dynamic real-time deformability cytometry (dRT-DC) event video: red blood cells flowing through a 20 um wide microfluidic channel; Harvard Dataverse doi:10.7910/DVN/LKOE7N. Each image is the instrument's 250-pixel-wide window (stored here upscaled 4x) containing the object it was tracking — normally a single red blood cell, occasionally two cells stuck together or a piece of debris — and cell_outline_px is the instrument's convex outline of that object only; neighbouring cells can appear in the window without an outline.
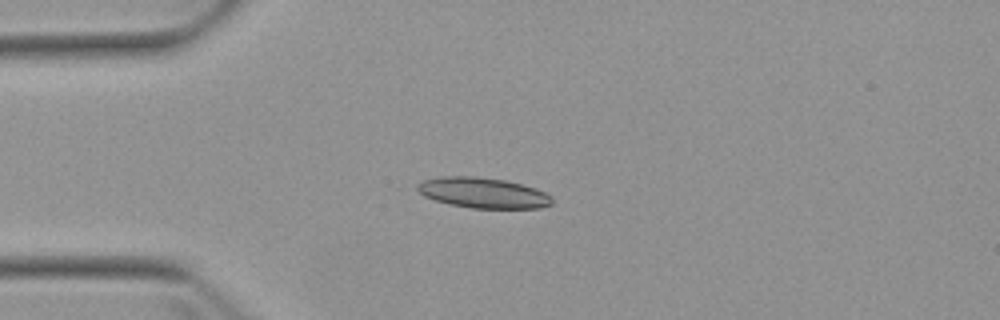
{"species": "Egyptian fruit bat (a non-hibernating species)", "species_latin": "Rousettus aegyptiacus", "temperature_condition": "warm", "stored_images_in_passage": 3, "camera_frame_rate_fps": 3000, "um_per_image_px": 0.085, "animal": {"sex": "female"}, "frame": {"image": 1, "passage_image": 1, "time_ms": 0.0, "image_size_px": [1000, 320], "cell_outline_px": [[552, 204], [540, 208], [472, 208], [448, 204], [424, 196], [412, 188], [416, 184], [424, 180], [440, 176], [476, 176], [504, 180], [536, 188], [552, 196]], "centroid_in_image_um": [41.01, 16.38], "position_along_channel_um": 44.0, "area_um2": 24.1}}
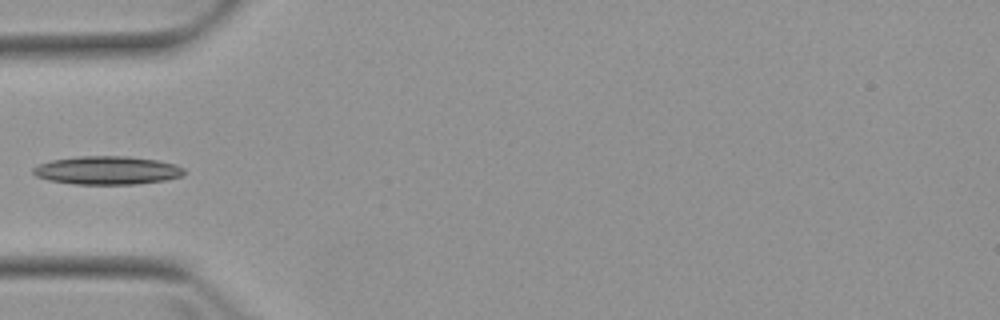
{"frame": {"image": 2, "passage_image": 2, "time_ms": 1.333, "image_size_px": [1000, 320], "cell_outline_px": [[184, 176], [168, 180], [136, 184], [76, 184], [48, 180], [36, 176], [32, 172], [32, 168], [40, 164], [52, 160], [80, 156], [128, 156], [156, 160], [176, 164], [184, 168]], "centroid_in_image_um": [9.15, 14.48], "position_along_channel_um": 75.9, "area_um2": 25.03}}
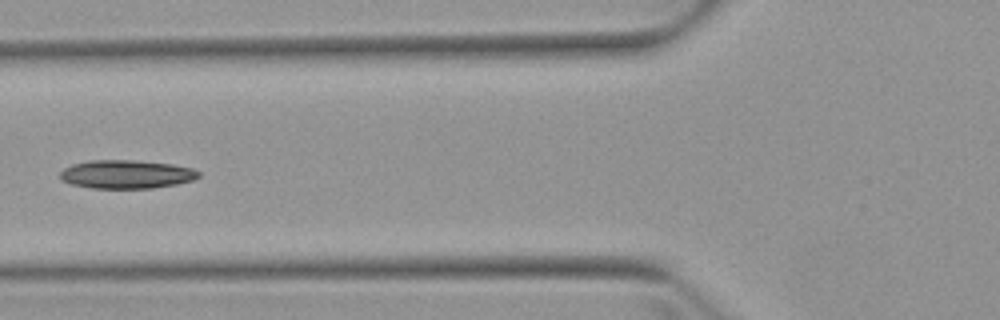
{"frame": {"image": 3, "passage_image": 3, "time_ms": 2.333, "image_size_px": [1000, 320], "cell_outline_px": [[200, 176], [192, 180], [176, 184], [152, 188], [92, 188], [72, 184], [60, 180], [60, 172], [64, 168], [72, 164], [88, 160], [132, 160], [172, 164], [192, 168], [200, 172]], "centroid_in_image_um": [10.72, 14.81], "position_along_channel_um": 115.1, "area_um2": 23.0}}